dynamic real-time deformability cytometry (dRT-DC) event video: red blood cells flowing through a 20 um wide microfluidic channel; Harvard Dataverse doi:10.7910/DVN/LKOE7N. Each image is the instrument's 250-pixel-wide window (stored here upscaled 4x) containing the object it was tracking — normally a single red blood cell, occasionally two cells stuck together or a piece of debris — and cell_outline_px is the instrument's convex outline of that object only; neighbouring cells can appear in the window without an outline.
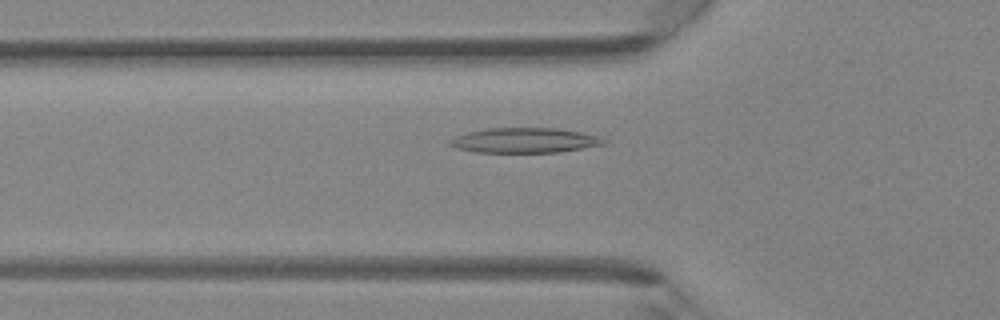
{"species": "Egyptian fruit bat (a non-hibernating species)", "species_latin": "Rousettus aegyptiacus", "temperature_condition": "room temperature", "stored_images_in_passage": 34, "camera_frame_rate_fps": 3000, "um_per_image_px": 0.085, "animal": {"sex": "female"}, "frame": {"image": 1, "passage_image": 4, "time_ms": 1.0, "image_size_px": [1000, 320], "cell_outline_px": [[608, 140], [604, 144], [560, 152], [476, 152], [456, 148], [448, 144], [448, 140], [456, 136], [468, 132], [488, 128], [556, 128], [580, 132], [596, 136]], "centroid_in_image_um": [44.56, 11.93], "position_along_channel_um": 81.2, "area_um2": 22.25}}
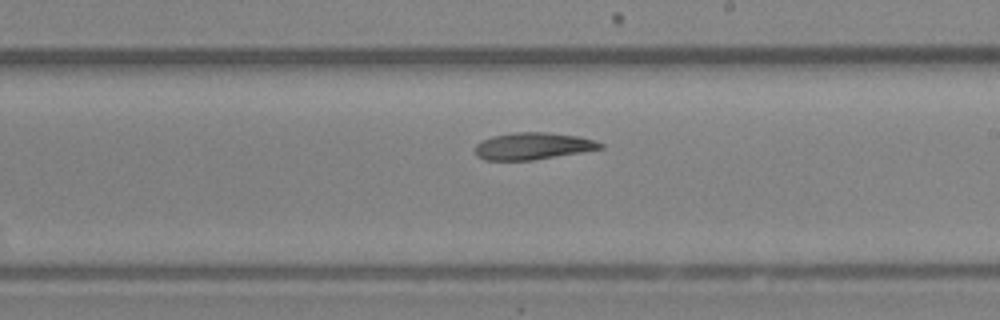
{"frame": {"image": 2, "passage_image": 15, "time_ms": 4.667, "image_size_px": [1000, 320], "cell_outline_px": [[604, 148], [532, 160], [484, 160], [476, 156], [476, 144], [480, 140], [492, 136], [516, 132], [548, 132], [576, 136], [592, 140], [604, 144]], "centroid_in_image_um": [45.25, 12.41], "position_along_channel_um": 243.8, "area_um2": 19.54}}
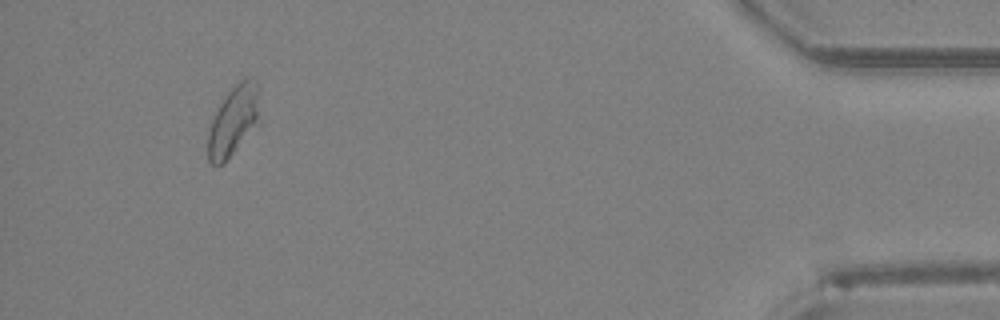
{"frame": {"image": 3, "passage_image": 31, "time_ms": 10.0, "image_size_px": [1000, 320], "cell_outline_px": [[260, 124], [224, 164], [216, 168], [208, 160], [208, 132], [212, 120], [224, 96], [244, 76], [248, 76], [256, 80], [260, 88]], "centroid_in_image_um": [19.91, 10.27], "position_along_channel_um": 415.3, "area_um2": 21.96}}